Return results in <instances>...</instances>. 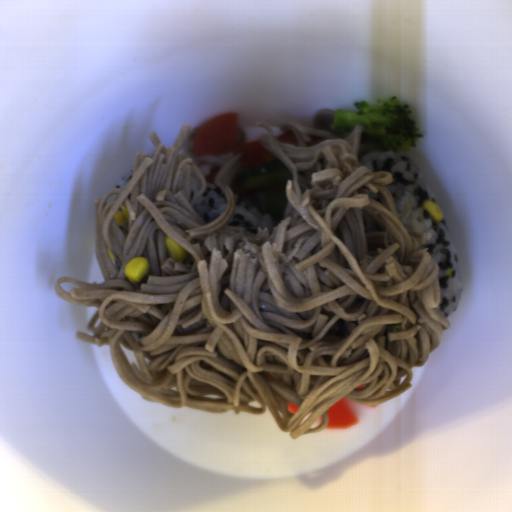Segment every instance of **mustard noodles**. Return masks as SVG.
<instances>
[{
    "mask_svg": "<svg viewBox=\"0 0 512 512\" xmlns=\"http://www.w3.org/2000/svg\"><path fill=\"white\" fill-rule=\"evenodd\" d=\"M335 111L313 126L257 122V138L291 173L282 220L250 232L229 225L237 194L231 185L242 155L200 156L220 167L214 183L227 208L210 223L195 210L209 170L181 153L191 126L171 147L156 132L151 155L134 154L124 188L94 199V255L103 282L61 277L54 294L95 307L75 339L109 346L126 386L149 402L208 413L264 414L290 438L328 429L327 411L341 399L364 405L392 401L412 388L451 327L438 309L439 267L423 247L430 235L403 224L387 186L391 173L360 165L380 140L356 125L332 129ZM295 132L299 146L278 141ZM201 189L189 197V176ZM126 205L129 219L114 216ZM169 237L187 248L172 260ZM109 248L115 259L110 260ZM136 256L149 274L132 284L124 271ZM80 288L64 291L60 283ZM134 351L139 370L119 344ZM300 406L288 413L287 403Z\"/></svg>",
    "mask_w": 512,
    "mask_h": 512,
    "instance_id": "1",
    "label": "mustard noodles"
},
{
    "mask_svg": "<svg viewBox=\"0 0 512 512\" xmlns=\"http://www.w3.org/2000/svg\"><path fill=\"white\" fill-rule=\"evenodd\" d=\"M237 137L238 143L245 144L248 143L246 132L242 128L237 127Z\"/></svg>",
    "mask_w": 512,
    "mask_h": 512,
    "instance_id": "2",
    "label": "mustard noodles"
}]
</instances>
